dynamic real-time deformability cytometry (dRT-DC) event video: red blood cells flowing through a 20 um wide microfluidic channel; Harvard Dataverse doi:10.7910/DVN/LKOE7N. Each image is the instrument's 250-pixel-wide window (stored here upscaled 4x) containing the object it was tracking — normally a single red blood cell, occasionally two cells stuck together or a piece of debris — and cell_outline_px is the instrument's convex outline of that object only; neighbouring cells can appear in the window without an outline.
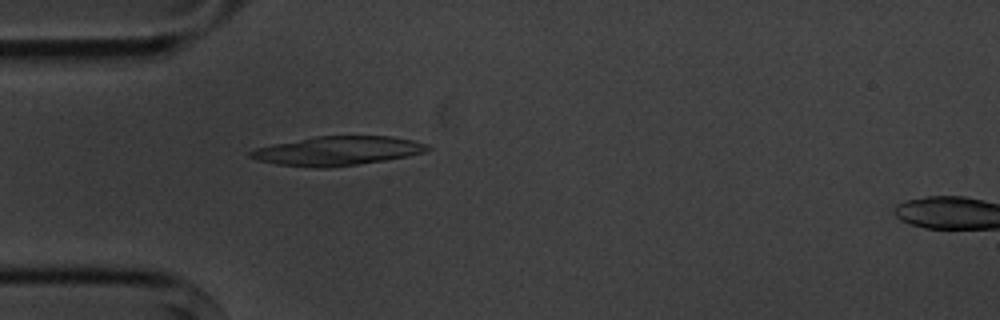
{"species": "common noctule bat (a hibernating species)", "species_latin": "Nyctalus noctula", "temperature_condition": "cold", "stored_images_in_passage": 3, "camera_frame_rate_fps": 3000, "um_per_image_px": 0.085, "animal": {"sex": "male", "body_mass_g": 20.1, "forearm_length_mm": 53.5}, "frame": {"image": 1, "passage_image": 2, "time_ms": 1.333, "image_size_px": [1000, 320], "cell_outline_px": [[432, 148], [424, 152], [408, 156], [384, 160], [328, 168], [316, 168], [276, 164], [256, 160], [248, 156], [248, 152], [256, 148], [272, 144], [316, 136], [392, 136], [412, 140], [428, 144]], "centroid_in_image_um": [28.67, 12.82], "position_along_channel_um": 56.3, "area_um2": 30.0}}